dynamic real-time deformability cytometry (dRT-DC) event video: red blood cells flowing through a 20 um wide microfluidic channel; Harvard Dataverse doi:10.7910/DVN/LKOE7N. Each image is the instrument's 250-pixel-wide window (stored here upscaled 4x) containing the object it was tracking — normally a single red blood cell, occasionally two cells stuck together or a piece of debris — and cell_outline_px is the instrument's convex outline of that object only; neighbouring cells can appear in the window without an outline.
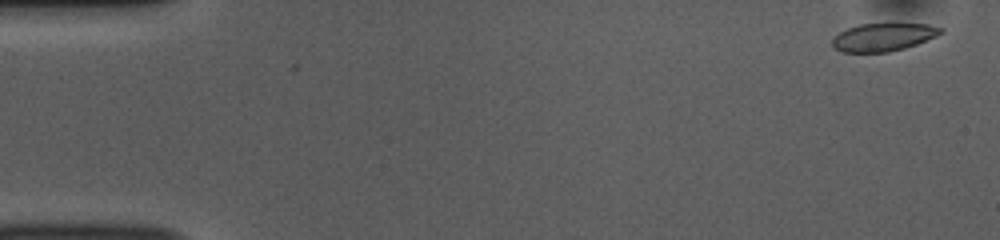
{"species": "common noctule bat (a hibernating species)", "species_latin": "Nyctalus noctula", "temperature_condition": "room temperature", "stored_images_in_passage": 52, "camera_frame_rate_fps": 3000, "um_per_image_px": 0.085, "animal": {"sex": "female", "body_mass_g": 10.0, "forearm_length_mm": 53.1}, "frame": {"image": 1, "passage_image": 2, "time_ms": 0.333, "image_size_px": [1000, 240], "cell_outline_px": [[944, 32], [936, 36], [916, 44], [904, 48], [888, 52], [840, 52], [832, 48], [832, 40], [840, 32], [848, 28], [860, 24], [928, 24], [944, 28]], "centroid_in_image_um": [75.07, 3.16], "position_along_channel_um": 9.9, "area_um2": 17.57}}
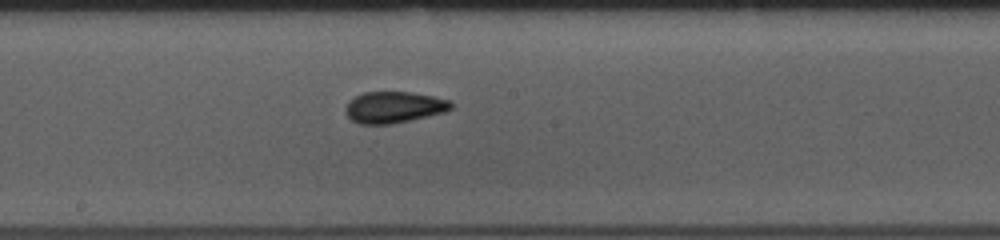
{"frame": {"image": 2, "passage_image": 28, "time_ms": 9.0, "image_size_px": [1000, 240], "cell_outline_px": [[452, 108], [444, 112], [392, 124], [360, 124], [352, 120], [348, 116], [344, 108], [348, 100], [352, 96], [364, 92], [412, 92], [452, 100]], "centroid_in_image_um": [33.45, 9.1], "position_along_channel_um": 214.8, "area_um2": 19.42}}
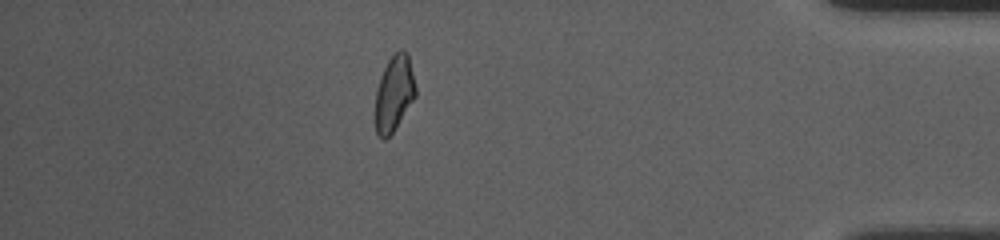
{"frame": {"image": 3, "passage_image": 46, "time_ms": 15.0, "image_size_px": [1000, 240], "cell_outline_px": [[416, 96], [392, 132], [384, 140], [376, 132], [372, 112], [376, 92], [380, 76], [388, 60], [400, 48], [404, 48], [408, 52], [416, 88]], "centroid_in_image_um": [33.46, 7.93], "position_along_channel_um": 401.7, "area_um2": 18.15}, "authors_computed_cell_mechanics": {"area_um2": 18.785, "velocity_mm_per_s": 3.8047, "shape_relaxation_time_tau1_ms": 10.419, "shape_relaxation_time_tau2_ms": 1.8019, "deformation_change_tau1": 0.2103, "deformation_change_tau2": 0.0657}}